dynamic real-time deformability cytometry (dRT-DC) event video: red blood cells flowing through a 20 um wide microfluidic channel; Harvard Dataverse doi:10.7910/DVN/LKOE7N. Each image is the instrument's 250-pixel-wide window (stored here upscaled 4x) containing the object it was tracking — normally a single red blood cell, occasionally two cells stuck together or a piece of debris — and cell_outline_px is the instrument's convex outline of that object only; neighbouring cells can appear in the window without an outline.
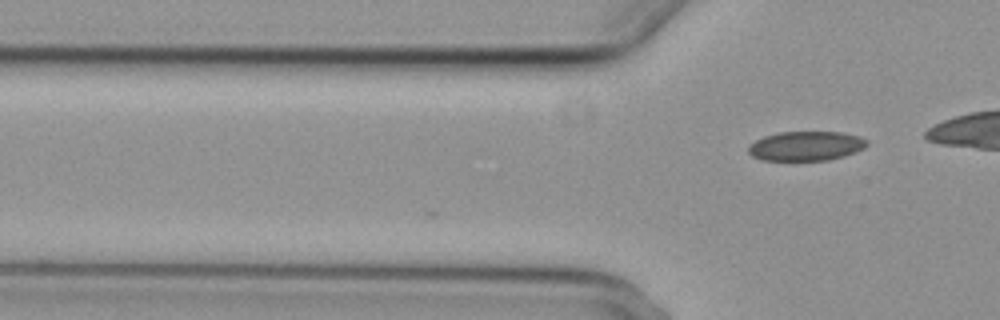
{"species": "common noctule bat (a hibernating species)", "species_latin": "Nyctalus noctula", "temperature_condition": "cold", "stored_images_in_passage": 4, "camera_frame_rate_fps": 3000, "um_per_image_px": 0.085, "animal": {"sex": "female", "body_mass_g": 29.2, "forearm_length_mm": 56.3}, "frame": {"image": 1, "passage_image": 4, "time_ms": 1.0, "image_size_px": [1000, 320], "cell_outline_px": [[868, 144], [864, 148], [856, 152], [844, 156], [828, 160], [760, 160], [752, 156], [748, 152], [748, 144], [764, 136], [776, 132], [844, 132], [860, 136], [868, 140]], "centroid_in_image_um": [68.51, 12.4], "position_along_channel_um": 57.3, "area_um2": 20.58}}